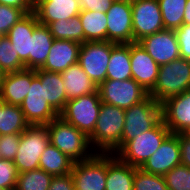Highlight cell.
I'll return each mask as SVG.
<instances>
[{
	"mask_svg": "<svg viewBox=\"0 0 190 190\" xmlns=\"http://www.w3.org/2000/svg\"><path fill=\"white\" fill-rule=\"evenodd\" d=\"M20 108L29 125L46 126L59 116L44 98V85L36 76V70L31 69V86Z\"/></svg>",
	"mask_w": 190,
	"mask_h": 190,
	"instance_id": "obj_9",
	"label": "cell"
},
{
	"mask_svg": "<svg viewBox=\"0 0 190 190\" xmlns=\"http://www.w3.org/2000/svg\"><path fill=\"white\" fill-rule=\"evenodd\" d=\"M71 175L75 190H105L107 153H95L87 160L74 162Z\"/></svg>",
	"mask_w": 190,
	"mask_h": 190,
	"instance_id": "obj_11",
	"label": "cell"
},
{
	"mask_svg": "<svg viewBox=\"0 0 190 190\" xmlns=\"http://www.w3.org/2000/svg\"><path fill=\"white\" fill-rule=\"evenodd\" d=\"M162 120L172 134L190 126V89L161 103Z\"/></svg>",
	"mask_w": 190,
	"mask_h": 190,
	"instance_id": "obj_15",
	"label": "cell"
},
{
	"mask_svg": "<svg viewBox=\"0 0 190 190\" xmlns=\"http://www.w3.org/2000/svg\"><path fill=\"white\" fill-rule=\"evenodd\" d=\"M124 124L125 109L102 102L95 128L88 136L92 149L115 154L121 148Z\"/></svg>",
	"mask_w": 190,
	"mask_h": 190,
	"instance_id": "obj_1",
	"label": "cell"
},
{
	"mask_svg": "<svg viewBox=\"0 0 190 190\" xmlns=\"http://www.w3.org/2000/svg\"><path fill=\"white\" fill-rule=\"evenodd\" d=\"M79 18L83 27L85 42L107 41L106 13L96 11H81Z\"/></svg>",
	"mask_w": 190,
	"mask_h": 190,
	"instance_id": "obj_28",
	"label": "cell"
},
{
	"mask_svg": "<svg viewBox=\"0 0 190 190\" xmlns=\"http://www.w3.org/2000/svg\"><path fill=\"white\" fill-rule=\"evenodd\" d=\"M131 8L133 42L165 29L158 0H135Z\"/></svg>",
	"mask_w": 190,
	"mask_h": 190,
	"instance_id": "obj_12",
	"label": "cell"
},
{
	"mask_svg": "<svg viewBox=\"0 0 190 190\" xmlns=\"http://www.w3.org/2000/svg\"><path fill=\"white\" fill-rule=\"evenodd\" d=\"M179 164H181V153L178 133H171L140 168L144 172L164 176Z\"/></svg>",
	"mask_w": 190,
	"mask_h": 190,
	"instance_id": "obj_16",
	"label": "cell"
},
{
	"mask_svg": "<svg viewBox=\"0 0 190 190\" xmlns=\"http://www.w3.org/2000/svg\"><path fill=\"white\" fill-rule=\"evenodd\" d=\"M190 89V60L175 59L159 66L158 78L149 95L158 103Z\"/></svg>",
	"mask_w": 190,
	"mask_h": 190,
	"instance_id": "obj_4",
	"label": "cell"
},
{
	"mask_svg": "<svg viewBox=\"0 0 190 190\" xmlns=\"http://www.w3.org/2000/svg\"><path fill=\"white\" fill-rule=\"evenodd\" d=\"M81 43L73 40L54 39L46 62L41 70L62 73L69 66L78 63Z\"/></svg>",
	"mask_w": 190,
	"mask_h": 190,
	"instance_id": "obj_19",
	"label": "cell"
},
{
	"mask_svg": "<svg viewBox=\"0 0 190 190\" xmlns=\"http://www.w3.org/2000/svg\"><path fill=\"white\" fill-rule=\"evenodd\" d=\"M133 190H168L164 176L144 172L135 168Z\"/></svg>",
	"mask_w": 190,
	"mask_h": 190,
	"instance_id": "obj_34",
	"label": "cell"
},
{
	"mask_svg": "<svg viewBox=\"0 0 190 190\" xmlns=\"http://www.w3.org/2000/svg\"><path fill=\"white\" fill-rule=\"evenodd\" d=\"M47 26L54 39L73 40L81 44L85 42L84 31L79 15L69 20L51 22Z\"/></svg>",
	"mask_w": 190,
	"mask_h": 190,
	"instance_id": "obj_30",
	"label": "cell"
},
{
	"mask_svg": "<svg viewBox=\"0 0 190 190\" xmlns=\"http://www.w3.org/2000/svg\"><path fill=\"white\" fill-rule=\"evenodd\" d=\"M39 23L34 12L27 13L7 33L12 46L24 62L25 68L30 69V38L35 26Z\"/></svg>",
	"mask_w": 190,
	"mask_h": 190,
	"instance_id": "obj_20",
	"label": "cell"
},
{
	"mask_svg": "<svg viewBox=\"0 0 190 190\" xmlns=\"http://www.w3.org/2000/svg\"><path fill=\"white\" fill-rule=\"evenodd\" d=\"M39 23L48 25L58 20H69L80 14L79 0H34V11Z\"/></svg>",
	"mask_w": 190,
	"mask_h": 190,
	"instance_id": "obj_18",
	"label": "cell"
},
{
	"mask_svg": "<svg viewBox=\"0 0 190 190\" xmlns=\"http://www.w3.org/2000/svg\"><path fill=\"white\" fill-rule=\"evenodd\" d=\"M130 61L132 78L149 93L157 82L159 65L138 42L130 43Z\"/></svg>",
	"mask_w": 190,
	"mask_h": 190,
	"instance_id": "obj_17",
	"label": "cell"
},
{
	"mask_svg": "<svg viewBox=\"0 0 190 190\" xmlns=\"http://www.w3.org/2000/svg\"><path fill=\"white\" fill-rule=\"evenodd\" d=\"M19 172L12 160L0 159V188L15 190Z\"/></svg>",
	"mask_w": 190,
	"mask_h": 190,
	"instance_id": "obj_37",
	"label": "cell"
},
{
	"mask_svg": "<svg viewBox=\"0 0 190 190\" xmlns=\"http://www.w3.org/2000/svg\"><path fill=\"white\" fill-rule=\"evenodd\" d=\"M107 41L115 44L133 43L132 8L130 1H114L106 12Z\"/></svg>",
	"mask_w": 190,
	"mask_h": 190,
	"instance_id": "obj_13",
	"label": "cell"
},
{
	"mask_svg": "<svg viewBox=\"0 0 190 190\" xmlns=\"http://www.w3.org/2000/svg\"><path fill=\"white\" fill-rule=\"evenodd\" d=\"M49 143L46 126L30 125L21 133L19 148L13 160L19 174L39 169L40 157Z\"/></svg>",
	"mask_w": 190,
	"mask_h": 190,
	"instance_id": "obj_7",
	"label": "cell"
},
{
	"mask_svg": "<svg viewBox=\"0 0 190 190\" xmlns=\"http://www.w3.org/2000/svg\"><path fill=\"white\" fill-rule=\"evenodd\" d=\"M31 86V69L5 73L0 83V97L10 105L20 106Z\"/></svg>",
	"mask_w": 190,
	"mask_h": 190,
	"instance_id": "obj_21",
	"label": "cell"
},
{
	"mask_svg": "<svg viewBox=\"0 0 190 190\" xmlns=\"http://www.w3.org/2000/svg\"><path fill=\"white\" fill-rule=\"evenodd\" d=\"M138 43L160 66L180 58L175 30L164 29L144 37Z\"/></svg>",
	"mask_w": 190,
	"mask_h": 190,
	"instance_id": "obj_14",
	"label": "cell"
},
{
	"mask_svg": "<svg viewBox=\"0 0 190 190\" xmlns=\"http://www.w3.org/2000/svg\"><path fill=\"white\" fill-rule=\"evenodd\" d=\"M29 126L20 106L4 102V108L0 112V135L21 134Z\"/></svg>",
	"mask_w": 190,
	"mask_h": 190,
	"instance_id": "obj_29",
	"label": "cell"
},
{
	"mask_svg": "<svg viewBox=\"0 0 190 190\" xmlns=\"http://www.w3.org/2000/svg\"><path fill=\"white\" fill-rule=\"evenodd\" d=\"M102 101L99 91L68 100L59 116L89 136L96 125Z\"/></svg>",
	"mask_w": 190,
	"mask_h": 190,
	"instance_id": "obj_6",
	"label": "cell"
},
{
	"mask_svg": "<svg viewBox=\"0 0 190 190\" xmlns=\"http://www.w3.org/2000/svg\"><path fill=\"white\" fill-rule=\"evenodd\" d=\"M53 41L48 26L38 23L30 38V69H40L44 65Z\"/></svg>",
	"mask_w": 190,
	"mask_h": 190,
	"instance_id": "obj_25",
	"label": "cell"
},
{
	"mask_svg": "<svg viewBox=\"0 0 190 190\" xmlns=\"http://www.w3.org/2000/svg\"><path fill=\"white\" fill-rule=\"evenodd\" d=\"M164 28L176 30L184 24L187 0H158Z\"/></svg>",
	"mask_w": 190,
	"mask_h": 190,
	"instance_id": "obj_31",
	"label": "cell"
},
{
	"mask_svg": "<svg viewBox=\"0 0 190 190\" xmlns=\"http://www.w3.org/2000/svg\"><path fill=\"white\" fill-rule=\"evenodd\" d=\"M61 75L68 100L98 91V86L88 77L78 63L69 66Z\"/></svg>",
	"mask_w": 190,
	"mask_h": 190,
	"instance_id": "obj_22",
	"label": "cell"
},
{
	"mask_svg": "<svg viewBox=\"0 0 190 190\" xmlns=\"http://www.w3.org/2000/svg\"><path fill=\"white\" fill-rule=\"evenodd\" d=\"M135 167L107 153V178L105 190H133Z\"/></svg>",
	"mask_w": 190,
	"mask_h": 190,
	"instance_id": "obj_23",
	"label": "cell"
},
{
	"mask_svg": "<svg viewBox=\"0 0 190 190\" xmlns=\"http://www.w3.org/2000/svg\"><path fill=\"white\" fill-rule=\"evenodd\" d=\"M3 108H4V101L0 97V112L2 111Z\"/></svg>",
	"mask_w": 190,
	"mask_h": 190,
	"instance_id": "obj_47",
	"label": "cell"
},
{
	"mask_svg": "<svg viewBox=\"0 0 190 190\" xmlns=\"http://www.w3.org/2000/svg\"><path fill=\"white\" fill-rule=\"evenodd\" d=\"M0 67L5 73L25 69L24 62L19 58L6 35L0 36Z\"/></svg>",
	"mask_w": 190,
	"mask_h": 190,
	"instance_id": "obj_33",
	"label": "cell"
},
{
	"mask_svg": "<svg viewBox=\"0 0 190 190\" xmlns=\"http://www.w3.org/2000/svg\"><path fill=\"white\" fill-rule=\"evenodd\" d=\"M175 33L179 44L180 57L190 60V24H183L175 30Z\"/></svg>",
	"mask_w": 190,
	"mask_h": 190,
	"instance_id": "obj_39",
	"label": "cell"
},
{
	"mask_svg": "<svg viewBox=\"0 0 190 190\" xmlns=\"http://www.w3.org/2000/svg\"><path fill=\"white\" fill-rule=\"evenodd\" d=\"M25 15L22 9L0 4V36L7 35L8 31Z\"/></svg>",
	"mask_w": 190,
	"mask_h": 190,
	"instance_id": "obj_36",
	"label": "cell"
},
{
	"mask_svg": "<svg viewBox=\"0 0 190 190\" xmlns=\"http://www.w3.org/2000/svg\"><path fill=\"white\" fill-rule=\"evenodd\" d=\"M162 120L161 104L150 95L142 102L125 109L121 147L129 140L154 128Z\"/></svg>",
	"mask_w": 190,
	"mask_h": 190,
	"instance_id": "obj_5",
	"label": "cell"
},
{
	"mask_svg": "<svg viewBox=\"0 0 190 190\" xmlns=\"http://www.w3.org/2000/svg\"><path fill=\"white\" fill-rule=\"evenodd\" d=\"M46 127L50 143L74 162L87 160L96 153L90 145L89 137L60 116Z\"/></svg>",
	"mask_w": 190,
	"mask_h": 190,
	"instance_id": "obj_2",
	"label": "cell"
},
{
	"mask_svg": "<svg viewBox=\"0 0 190 190\" xmlns=\"http://www.w3.org/2000/svg\"><path fill=\"white\" fill-rule=\"evenodd\" d=\"M171 134L161 120L154 128L127 141L114 155L122 162L140 168Z\"/></svg>",
	"mask_w": 190,
	"mask_h": 190,
	"instance_id": "obj_3",
	"label": "cell"
},
{
	"mask_svg": "<svg viewBox=\"0 0 190 190\" xmlns=\"http://www.w3.org/2000/svg\"><path fill=\"white\" fill-rule=\"evenodd\" d=\"M48 190H75L71 173L53 176Z\"/></svg>",
	"mask_w": 190,
	"mask_h": 190,
	"instance_id": "obj_41",
	"label": "cell"
},
{
	"mask_svg": "<svg viewBox=\"0 0 190 190\" xmlns=\"http://www.w3.org/2000/svg\"><path fill=\"white\" fill-rule=\"evenodd\" d=\"M114 0H79L81 11H98L106 13Z\"/></svg>",
	"mask_w": 190,
	"mask_h": 190,
	"instance_id": "obj_40",
	"label": "cell"
},
{
	"mask_svg": "<svg viewBox=\"0 0 190 190\" xmlns=\"http://www.w3.org/2000/svg\"><path fill=\"white\" fill-rule=\"evenodd\" d=\"M36 76L44 85V98L48 104L60 114L68 101L63 88L64 82L61 73L36 69Z\"/></svg>",
	"mask_w": 190,
	"mask_h": 190,
	"instance_id": "obj_24",
	"label": "cell"
},
{
	"mask_svg": "<svg viewBox=\"0 0 190 190\" xmlns=\"http://www.w3.org/2000/svg\"><path fill=\"white\" fill-rule=\"evenodd\" d=\"M4 75H5V72L0 67V83L2 82V80L4 78Z\"/></svg>",
	"mask_w": 190,
	"mask_h": 190,
	"instance_id": "obj_46",
	"label": "cell"
},
{
	"mask_svg": "<svg viewBox=\"0 0 190 190\" xmlns=\"http://www.w3.org/2000/svg\"><path fill=\"white\" fill-rule=\"evenodd\" d=\"M73 165L74 161L51 143L45 148L39 160V169L53 176L71 173Z\"/></svg>",
	"mask_w": 190,
	"mask_h": 190,
	"instance_id": "obj_27",
	"label": "cell"
},
{
	"mask_svg": "<svg viewBox=\"0 0 190 190\" xmlns=\"http://www.w3.org/2000/svg\"><path fill=\"white\" fill-rule=\"evenodd\" d=\"M131 78L130 44H115L111 42V56L106 80L123 81Z\"/></svg>",
	"mask_w": 190,
	"mask_h": 190,
	"instance_id": "obj_26",
	"label": "cell"
},
{
	"mask_svg": "<svg viewBox=\"0 0 190 190\" xmlns=\"http://www.w3.org/2000/svg\"><path fill=\"white\" fill-rule=\"evenodd\" d=\"M0 4L22 9L26 14L34 11V0H0Z\"/></svg>",
	"mask_w": 190,
	"mask_h": 190,
	"instance_id": "obj_43",
	"label": "cell"
},
{
	"mask_svg": "<svg viewBox=\"0 0 190 190\" xmlns=\"http://www.w3.org/2000/svg\"><path fill=\"white\" fill-rule=\"evenodd\" d=\"M111 56V42L87 41L81 44L78 64L88 77L99 86L106 80Z\"/></svg>",
	"mask_w": 190,
	"mask_h": 190,
	"instance_id": "obj_10",
	"label": "cell"
},
{
	"mask_svg": "<svg viewBox=\"0 0 190 190\" xmlns=\"http://www.w3.org/2000/svg\"><path fill=\"white\" fill-rule=\"evenodd\" d=\"M178 143L181 153V164L190 167V139L178 133Z\"/></svg>",
	"mask_w": 190,
	"mask_h": 190,
	"instance_id": "obj_42",
	"label": "cell"
},
{
	"mask_svg": "<svg viewBox=\"0 0 190 190\" xmlns=\"http://www.w3.org/2000/svg\"><path fill=\"white\" fill-rule=\"evenodd\" d=\"M168 190H190V167L179 164L164 175Z\"/></svg>",
	"mask_w": 190,
	"mask_h": 190,
	"instance_id": "obj_35",
	"label": "cell"
},
{
	"mask_svg": "<svg viewBox=\"0 0 190 190\" xmlns=\"http://www.w3.org/2000/svg\"><path fill=\"white\" fill-rule=\"evenodd\" d=\"M182 134L190 139V126L185 131H183Z\"/></svg>",
	"mask_w": 190,
	"mask_h": 190,
	"instance_id": "obj_45",
	"label": "cell"
},
{
	"mask_svg": "<svg viewBox=\"0 0 190 190\" xmlns=\"http://www.w3.org/2000/svg\"><path fill=\"white\" fill-rule=\"evenodd\" d=\"M52 178L42 169L26 171L18 175L15 190H48Z\"/></svg>",
	"mask_w": 190,
	"mask_h": 190,
	"instance_id": "obj_32",
	"label": "cell"
},
{
	"mask_svg": "<svg viewBox=\"0 0 190 190\" xmlns=\"http://www.w3.org/2000/svg\"><path fill=\"white\" fill-rule=\"evenodd\" d=\"M184 24H190V0H187L186 9L184 13Z\"/></svg>",
	"mask_w": 190,
	"mask_h": 190,
	"instance_id": "obj_44",
	"label": "cell"
},
{
	"mask_svg": "<svg viewBox=\"0 0 190 190\" xmlns=\"http://www.w3.org/2000/svg\"><path fill=\"white\" fill-rule=\"evenodd\" d=\"M21 134L0 135V159L14 160L19 144Z\"/></svg>",
	"mask_w": 190,
	"mask_h": 190,
	"instance_id": "obj_38",
	"label": "cell"
},
{
	"mask_svg": "<svg viewBox=\"0 0 190 190\" xmlns=\"http://www.w3.org/2000/svg\"><path fill=\"white\" fill-rule=\"evenodd\" d=\"M103 103L127 109L145 100L149 93L133 78L123 81L105 80L98 86Z\"/></svg>",
	"mask_w": 190,
	"mask_h": 190,
	"instance_id": "obj_8",
	"label": "cell"
}]
</instances>
